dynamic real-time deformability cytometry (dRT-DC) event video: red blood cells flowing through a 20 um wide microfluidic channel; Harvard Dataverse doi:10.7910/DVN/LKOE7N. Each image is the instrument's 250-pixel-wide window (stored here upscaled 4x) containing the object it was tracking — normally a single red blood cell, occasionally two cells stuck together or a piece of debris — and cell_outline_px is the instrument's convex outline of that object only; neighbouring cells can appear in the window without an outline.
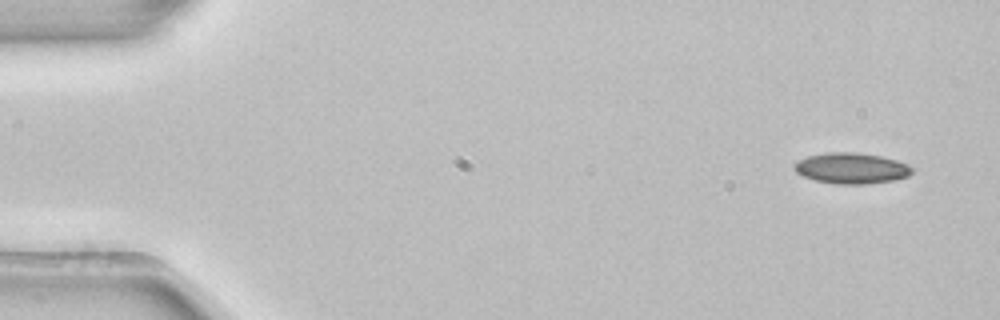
{"species": "common noctule bat (a hibernating species)", "species_latin": "Nyctalus noctula", "temperature_condition": "room temperature", "stored_images_in_passage": 4, "camera_frame_rate_fps": 3000, "um_per_image_px": 0.085, "animal": {"sex": "female", "body_mass_g": 22.7, "forearm_length_mm": 54.2}, "frame": {"image": 1, "passage_image": 1, "time_ms": 0.0, "image_size_px": [1000, 320], "cell_outline_px": [[912, 172], [908, 176], [896, 180], [864, 184], [836, 184], [816, 180], [804, 176], [796, 172], [792, 168], [792, 164], [796, 160], [808, 156], [828, 152], [856, 152], [880, 156], [896, 160], [912, 168]], "centroid_in_image_um": [72.32, 14.3], "position_along_channel_um": 12.7, "area_um2": 21.15}}
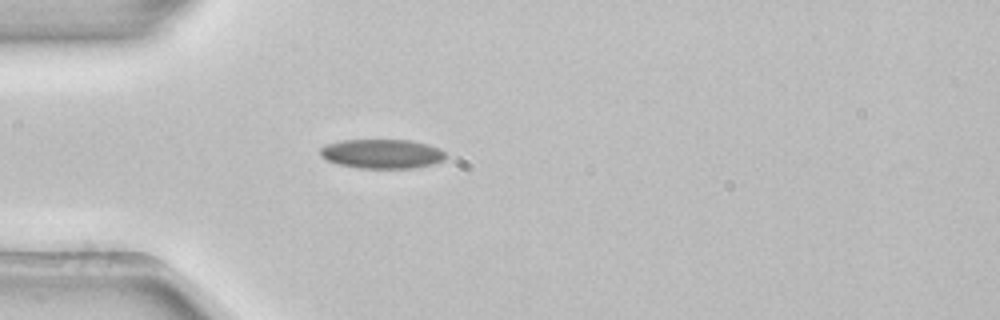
{"frame": {"image": 2, "passage_image": 4, "time_ms": 1.0, "image_size_px": [1000, 320], "cell_outline_px": [[448, 156], [444, 160], [432, 164], [412, 168], [360, 168], [336, 164], [320, 156], [320, 148], [328, 144], [344, 140], [408, 140], [428, 144], [440, 148]], "centroid_in_image_um": [32.49, 13.07], "position_along_channel_um": 52.5, "area_um2": 21.44}}